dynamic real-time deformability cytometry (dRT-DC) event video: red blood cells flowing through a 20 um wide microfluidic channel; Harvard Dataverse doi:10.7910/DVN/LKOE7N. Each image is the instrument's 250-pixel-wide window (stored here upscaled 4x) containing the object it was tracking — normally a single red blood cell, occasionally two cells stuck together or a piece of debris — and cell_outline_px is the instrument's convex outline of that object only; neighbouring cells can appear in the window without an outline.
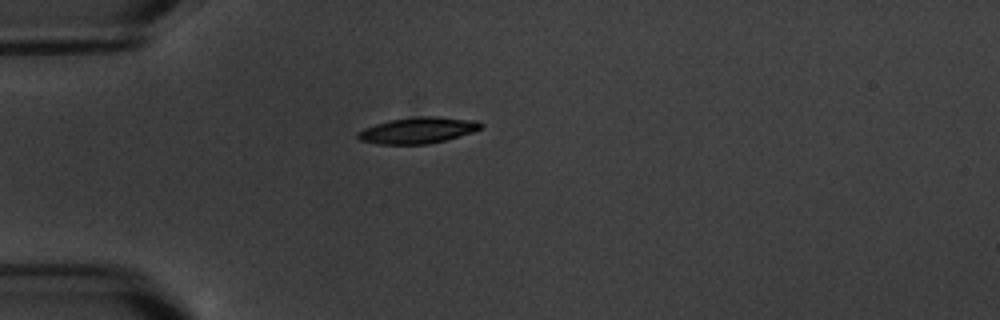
{"species": "common noctule bat (a hibernating species)", "species_latin": "Nyctalus noctula", "temperature_condition": "warm", "stored_images_in_passage": 3, "camera_frame_rate_fps": 3000, "um_per_image_px": 0.085, "animal": {"sex": "male", "body_mass_g": 20.1, "forearm_length_mm": 53.5}, "frame": {"image": 1, "passage_image": 1, "time_ms": 0.0, "image_size_px": [1000, 320], "cell_outline_px": [[484, 124], [480, 128], [472, 132], [444, 140], [428, 144], [380, 144], [360, 140], [356, 136], [356, 132], [364, 128], [388, 120], [416, 116], [436, 116], [476, 120]], "centroid_in_image_um": [35.5, 11.06], "position_along_channel_um": 49.5, "area_um2": 18.73}}